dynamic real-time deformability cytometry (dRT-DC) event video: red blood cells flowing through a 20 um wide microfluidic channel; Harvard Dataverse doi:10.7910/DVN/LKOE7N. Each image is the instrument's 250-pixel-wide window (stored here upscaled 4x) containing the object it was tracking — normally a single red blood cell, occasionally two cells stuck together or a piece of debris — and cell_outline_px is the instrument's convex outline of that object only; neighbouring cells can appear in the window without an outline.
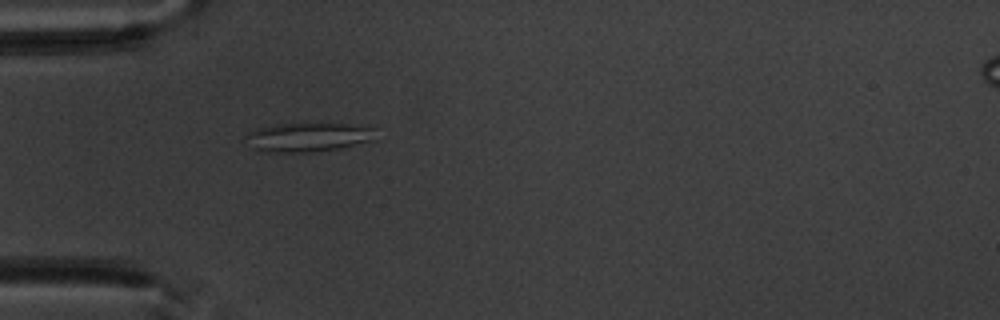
{"species": "common noctule bat (a hibernating species)", "species_latin": "Nyctalus noctula", "temperature_condition": "warm", "stored_images_in_passage": 5, "camera_frame_rate_fps": 3000, "um_per_image_px": 0.085, "animal": {"sex": "male", "body_mass_g": 20.1, "forearm_length_mm": 53.5}, "frame": {"image": 1, "passage_image": 5, "time_ms": 4.667, "image_size_px": [1000, 320], "cell_outline_px": [[376, 140], [340, 148], [308, 152], [260, 152], [244, 136], [248, 132], [260, 128], [276, 124], [348, 124], [376, 128]], "centroid_in_image_um": [26.26, 11.66], "position_along_channel_um": 58.7, "area_um2": 21.79}}